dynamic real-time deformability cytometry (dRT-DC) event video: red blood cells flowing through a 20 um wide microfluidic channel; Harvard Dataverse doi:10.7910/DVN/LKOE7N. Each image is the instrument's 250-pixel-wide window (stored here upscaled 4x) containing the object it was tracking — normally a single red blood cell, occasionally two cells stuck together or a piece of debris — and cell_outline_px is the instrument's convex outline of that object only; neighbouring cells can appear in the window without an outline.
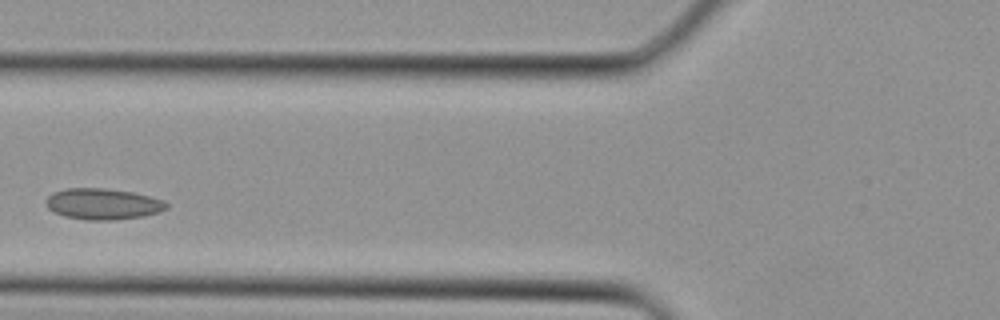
{"species": "Egyptian fruit bat (a non-hibernating species)", "species_latin": "Rousettus aegyptiacus", "temperature_condition": "cold", "stored_images_in_passage": 3, "camera_frame_rate_fps": 3000, "um_per_image_px": 0.085, "animal": {"sex": "female"}, "frame": {"image": 1, "passage_image": 3, "time_ms": 0.667, "image_size_px": [1000, 320], "cell_outline_px": [[168, 208], [160, 212], [144, 216], [116, 220], [88, 220], [64, 216], [48, 208], [44, 200], [52, 192], [68, 188], [104, 188], [132, 192], [164, 200], [168, 204]], "centroid_in_image_um": [8.75, 17.34], "position_along_channel_um": 117.0, "area_um2": 21.91}}